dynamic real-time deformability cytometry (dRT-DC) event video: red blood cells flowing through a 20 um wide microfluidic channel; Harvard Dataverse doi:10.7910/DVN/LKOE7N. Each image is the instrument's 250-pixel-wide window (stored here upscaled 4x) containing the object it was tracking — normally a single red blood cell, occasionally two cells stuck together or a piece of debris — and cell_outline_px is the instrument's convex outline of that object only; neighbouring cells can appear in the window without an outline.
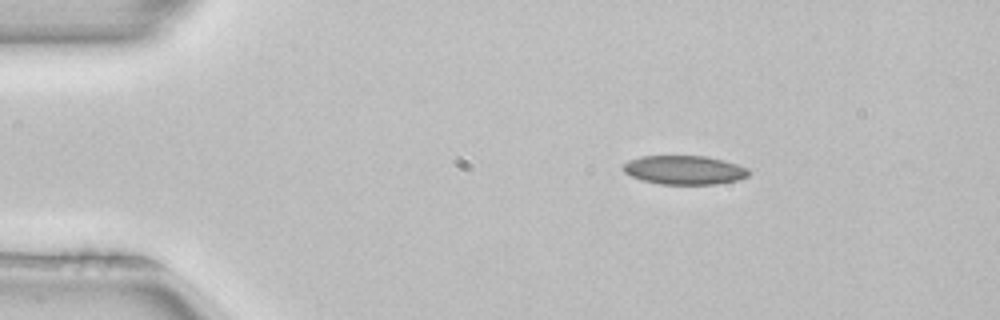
{"species": "common noctule bat (a hibernating species)", "species_latin": "Nyctalus noctula", "temperature_condition": "room temperature", "stored_images_in_passage": 3, "camera_frame_rate_fps": 3000, "um_per_image_px": 0.085, "animal": {"sex": "female", "body_mass_g": 22.7, "forearm_length_mm": 54.2}, "frame": {"image": 1, "passage_image": 1, "time_ms": 0.0, "image_size_px": [1000, 320], "cell_outline_px": [[748, 176], [736, 180], [716, 184], [660, 184], [644, 180], [632, 176], [624, 172], [620, 168], [628, 160], [640, 156], [704, 156], [724, 160], [748, 168]], "centroid_in_image_um": [58.14, 14.44], "position_along_channel_um": 26.9, "area_um2": 21.04}}
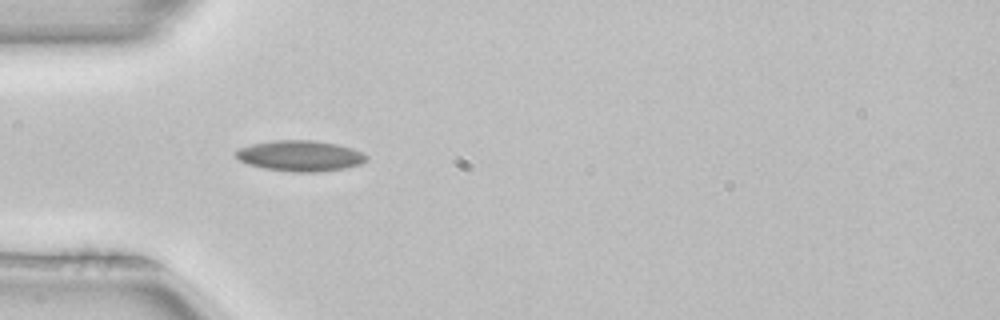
{"frame": {"image": 2, "passage_image": 3, "time_ms": 0.667, "image_size_px": [1000, 320], "cell_outline_px": [[368, 160], [360, 164], [344, 168], [316, 172], [292, 172], [264, 168], [248, 164], [240, 160], [232, 152], [236, 148], [252, 144], [272, 140], [316, 140], [336, 144], [352, 148], [368, 156]], "centroid_in_image_um": [25.47, 13.24], "position_along_channel_um": 59.5, "area_um2": 23.52}}